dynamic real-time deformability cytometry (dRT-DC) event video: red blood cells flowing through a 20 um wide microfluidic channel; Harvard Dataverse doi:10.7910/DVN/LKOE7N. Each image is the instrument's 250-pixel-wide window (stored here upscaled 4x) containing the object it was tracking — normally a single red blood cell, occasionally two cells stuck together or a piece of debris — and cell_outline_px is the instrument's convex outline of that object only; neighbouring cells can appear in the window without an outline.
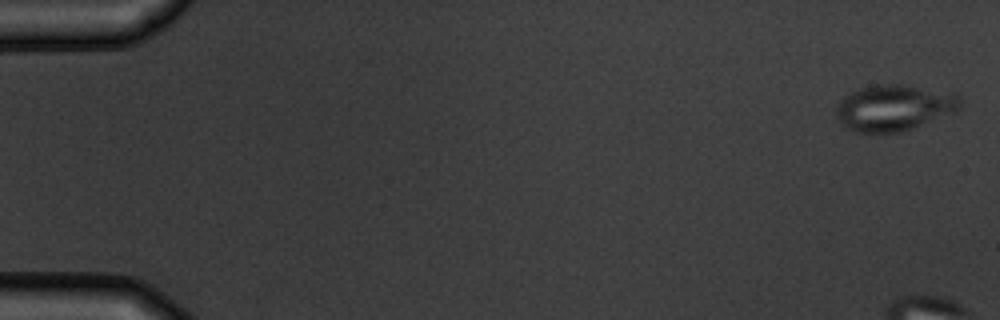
{"species": "common noctule bat (a hibernating species)", "species_latin": "Nyctalus noctula", "temperature_condition": "warm", "stored_images_in_passage": 6, "camera_frame_rate_fps": 3000, "um_per_image_px": 0.085, "animal": {"sex": "male", "body_mass_g": 19.5, "forearm_length_mm": 54.6}, "frame": {"image": 1, "passage_image": 1, "time_ms": 0.0, "image_size_px": [1000, 320], "cell_outline_px": [[960, 108], [952, 112], [912, 128], [900, 132], [856, 132], [840, 124], [836, 116], [836, 104], [848, 92], [872, 84], [900, 84], [956, 92], [960, 96]], "centroid_in_image_um": [75.96, 9.13], "position_along_channel_um": 9.0, "area_um2": 33.47}}